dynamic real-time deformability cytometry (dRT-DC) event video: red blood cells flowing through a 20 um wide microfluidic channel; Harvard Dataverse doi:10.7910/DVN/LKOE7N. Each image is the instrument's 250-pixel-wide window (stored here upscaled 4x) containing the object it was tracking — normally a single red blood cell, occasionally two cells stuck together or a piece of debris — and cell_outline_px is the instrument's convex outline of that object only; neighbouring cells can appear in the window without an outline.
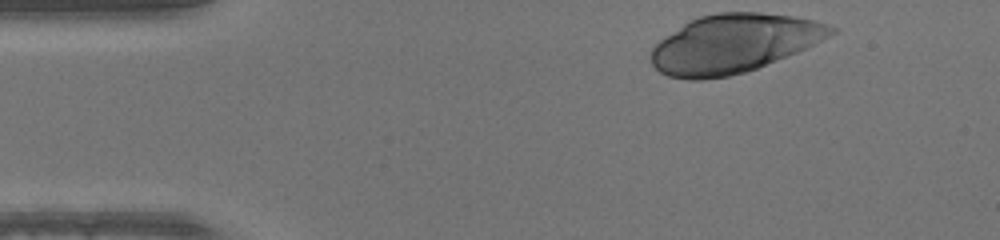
{"species": "human", "species_latin": "Homo sapiens", "temperature_condition": "warm", "stored_images_in_passage": 36, "camera_frame_rate_fps": 3000, "um_per_image_px": 0.085, "donor": {"sex": "male"}, "frame": {"image": 1, "passage_image": 1, "time_ms": 0.0, "image_size_px": [1000, 240], "cell_outline_px": [[836, 32], [796, 52], [756, 68], [744, 72], [728, 76], [700, 80], [688, 80], [668, 76], [660, 72], [652, 64], [648, 56], [652, 48], [664, 36], [688, 20], [700, 16], [716, 12], [760, 12], [796, 16], [828, 24], [836, 28]], "centroid_in_image_um": [62.29, 3.69], "position_along_channel_um": 22.7, "area_um2": 61.27}}